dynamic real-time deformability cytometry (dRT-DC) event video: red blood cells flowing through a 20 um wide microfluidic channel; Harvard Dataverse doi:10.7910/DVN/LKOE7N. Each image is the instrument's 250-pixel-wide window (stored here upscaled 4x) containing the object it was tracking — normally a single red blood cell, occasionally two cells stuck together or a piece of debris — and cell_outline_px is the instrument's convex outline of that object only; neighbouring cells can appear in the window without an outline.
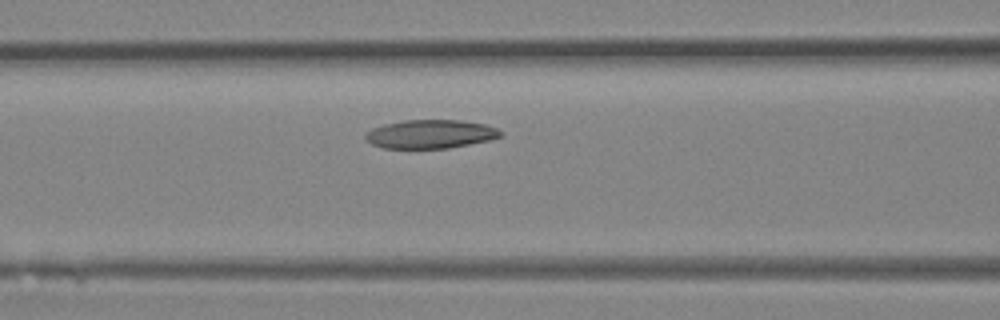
{"species": "Egyptian fruit bat (a non-hibernating species)", "species_latin": "Rousettus aegyptiacus", "temperature_condition": "room temperature", "stored_images_in_passage": 28, "camera_frame_rate_fps": 3000, "um_per_image_px": 0.085, "animal": {"sex": "female"}, "frame": {"image": 1, "passage_image": 11, "time_ms": 3.333, "image_size_px": [1000, 320], "cell_outline_px": [[504, 132], [500, 136], [488, 140], [448, 148], [384, 148], [372, 144], [364, 136], [372, 128], [384, 124], [404, 120], [460, 120], [484, 124], [496, 128]], "centroid_in_image_um": [36.58, 11.39], "position_along_channel_um": 130.0, "area_um2": 22.31}}
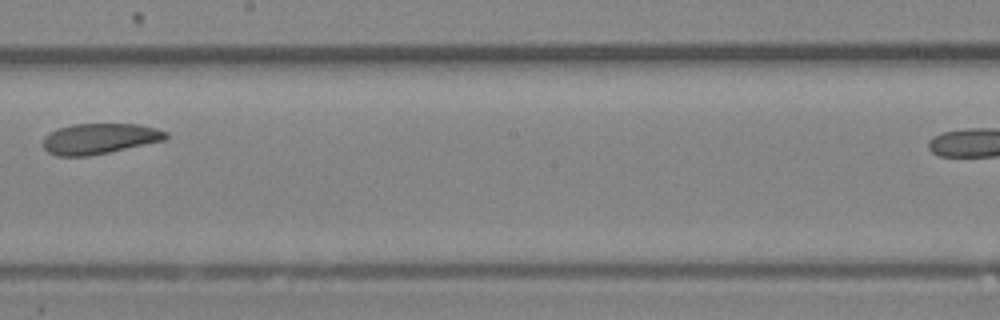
{"frame": {"image": 2, "passage_image": 17, "time_ms": 5.333, "image_size_px": [1000, 320], "cell_outline_px": [[168, 136], [164, 140], [108, 152], [88, 156], [56, 156], [48, 152], [44, 148], [44, 136], [60, 128], [72, 124], [140, 124], [156, 128], [168, 132]], "centroid_in_image_um": [8.47, 11.78], "position_along_channel_um": 239.7, "area_um2": 21.68}}
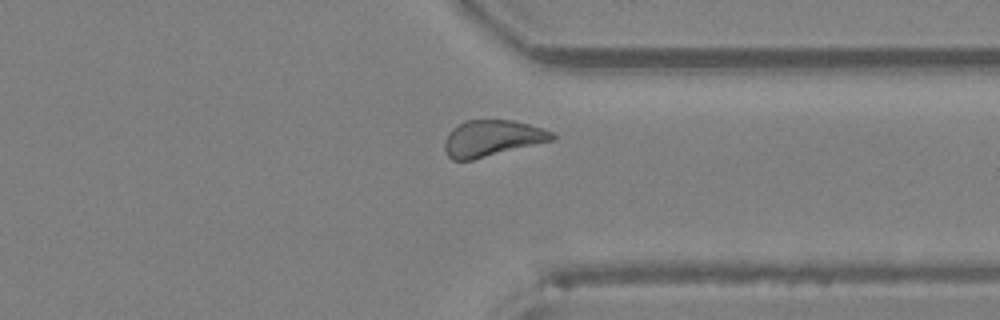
{"frame": {"image": 3, "passage_image": 24, "time_ms": 7.667, "image_size_px": [1000, 320], "cell_outline_px": [[556, 140], [472, 160], [452, 160], [448, 156], [444, 148], [444, 140], [448, 132], [456, 124], [464, 120], [512, 120], [528, 124], [552, 132], [556, 136]], "centroid_in_image_um": [41.81, 11.75], "position_along_channel_um": 369.6, "area_um2": 22.95}}